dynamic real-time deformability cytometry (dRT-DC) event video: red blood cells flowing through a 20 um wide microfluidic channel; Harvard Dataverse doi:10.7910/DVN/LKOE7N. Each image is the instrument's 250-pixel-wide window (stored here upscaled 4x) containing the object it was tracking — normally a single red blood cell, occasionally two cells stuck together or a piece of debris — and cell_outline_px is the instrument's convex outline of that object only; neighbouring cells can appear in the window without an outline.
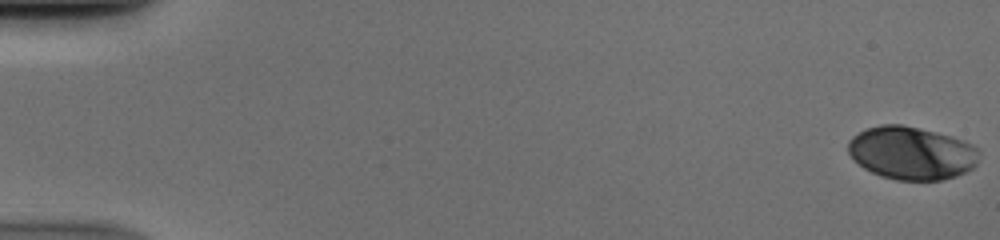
{"species": "human", "species_latin": "Homo sapiens", "temperature_condition": "cold", "stored_images_in_passage": 53, "camera_frame_rate_fps": 3000, "um_per_image_px": 0.085, "donor": {"sex": "male"}, "frame": {"image": 1, "passage_image": 1, "time_ms": 0.0, "image_size_px": [1000, 240], "cell_outline_px": [[980, 152], [976, 164], [972, 168], [956, 176], [940, 180], [896, 180], [880, 176], [864, 168], [852, 160], [848, 152], [848, 140], [852, 136], [864, 128], [880, 124], [904, 124], [952, 136], [964, 140], [972, 144]], "centroid_in_image_um": [77.45, 12.99], "position_along_channel_um": 7.6, "area_um2": 40.92}}
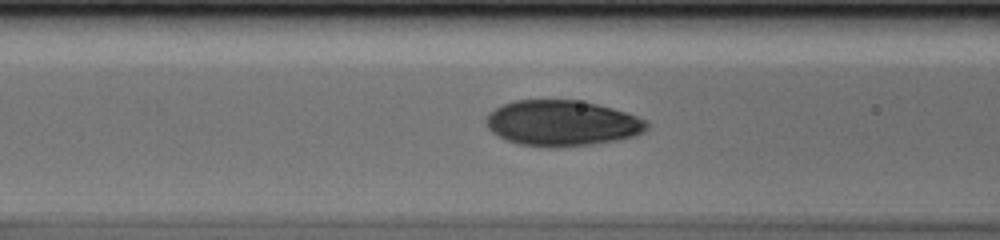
{"frame": {"image": 2, "passage_image": 23, "time_ms": 7.333, "image_size_px": [1000, 240], "cell_outline_px": [[648, 128], [644, 132], [632, 136], [616, 140], [588, 144], [556, 148], [520, 144], [504, 140], [492, 132], [488, 128], [484, 120], [496, 108], [504, 104], [516, 100], [584, 100], [628, 112], [648, 120]], "centroid_in_image_um": [47.8, 10.46], "position_along_channel_um": 118.8, "area_um2": 42.89}}
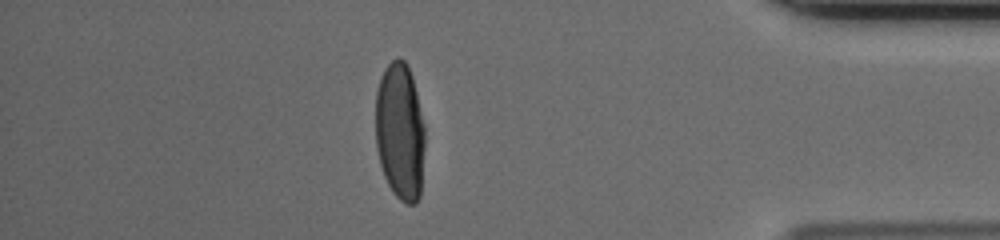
{"frame": {"image": 3, "passage_image": 47, "time_ms": 15.333, "image_size_px": [1000, 240], "cell_outline_px": [[424, 148], [420, 196], [416, 204], [408, 204], [400, 200], [392, 192], [384, 176], [380, 164], [376, 148], [376, 92], [380, 76], [384, 68], [396, 56], [400, 56], [408, 64], [412, 76], [424, 124]], "centroid_in_image_um": [33.99, 11.16], "position_along_channel_um": 401.2, "area_um2": 39.94}}